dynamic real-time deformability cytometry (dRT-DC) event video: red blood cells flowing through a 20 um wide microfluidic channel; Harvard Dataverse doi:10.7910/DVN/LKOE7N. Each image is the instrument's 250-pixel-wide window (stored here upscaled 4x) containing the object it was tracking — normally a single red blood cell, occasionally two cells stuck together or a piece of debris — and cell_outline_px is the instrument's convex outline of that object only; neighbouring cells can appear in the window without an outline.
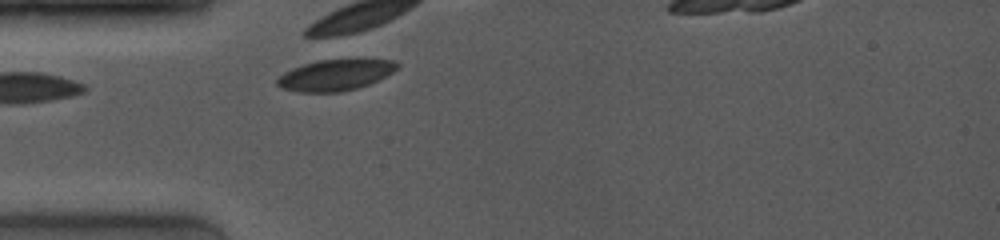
{"species": "common noctule bat (a hibernating species)", "species_latin": "Nyctalus noctula", "temperature_condition": "room temperature", "stored_images_in_passage": 2, "camera_frame_rate_fps": 4000, "um_per_image_px": 0.085, "animal": {"sex": "female", "body_mass_g": 19.0, "forearm_length_mm": 53.3}, "frame": {"image": 1, "passage_image": 2, "time_ms": 0.75, "image_size_px": [1000, 240], "cell_outline_px": [[400, 64], [392, 72], [368, 84], [356, 88], [340, 92], [300, 92], [284, 88], [276, 84], [276, 80], [284, 72], [292, 68], [304, 64], [320, 60], [356, 56], [360, 56], [392, 60]], "centroid_in_image_um": [28.55, 6.32], "position_along_channel_um": 56.4, "area_um2": 22.25}}